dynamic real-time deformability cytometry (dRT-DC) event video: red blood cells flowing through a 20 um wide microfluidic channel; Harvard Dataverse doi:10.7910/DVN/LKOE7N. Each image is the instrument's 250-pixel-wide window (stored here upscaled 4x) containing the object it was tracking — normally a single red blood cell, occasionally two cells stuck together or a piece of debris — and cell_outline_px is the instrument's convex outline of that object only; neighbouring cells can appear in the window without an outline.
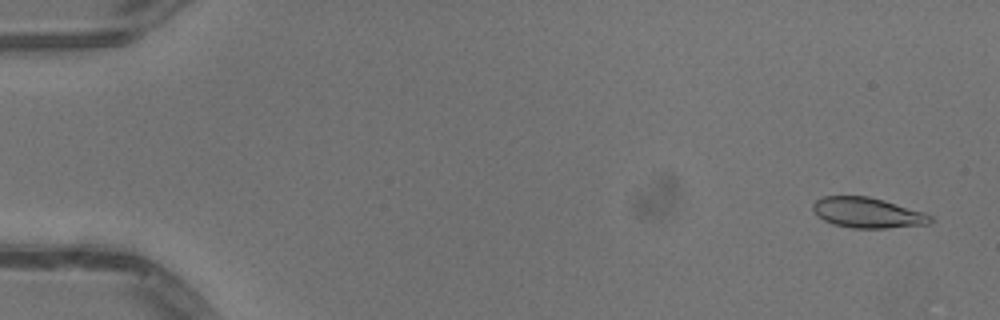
{"species": "common noctule bat (a hibernating species)", "species_latin": "Nyctalus noctula", "temperature_condition": "warm", "stored_images_in_passage": 12, "camera_frame_rate_fps": 3000, "um_per_image_px": 0.085, "animal": {"sex": "male", "body_mass_g": 13.3}, "frame": {"image": 1, "passage_image": 3, "time_ms": 0.667, "image_size_px": [1000, 320], "cell_outline_px": [[932, 220], [928, 224], [884, 228], [852, 228], [832, 224], [816, 216], [812, 208], [812, 204], [816, 200], [824, 196], [868, 196], [884, 200], [924, 212], [932, 216]], "centroid_in_image_um": [73.7, 18.08], "position_along_channel_um": 11.3, "area_um2": 20.81}}